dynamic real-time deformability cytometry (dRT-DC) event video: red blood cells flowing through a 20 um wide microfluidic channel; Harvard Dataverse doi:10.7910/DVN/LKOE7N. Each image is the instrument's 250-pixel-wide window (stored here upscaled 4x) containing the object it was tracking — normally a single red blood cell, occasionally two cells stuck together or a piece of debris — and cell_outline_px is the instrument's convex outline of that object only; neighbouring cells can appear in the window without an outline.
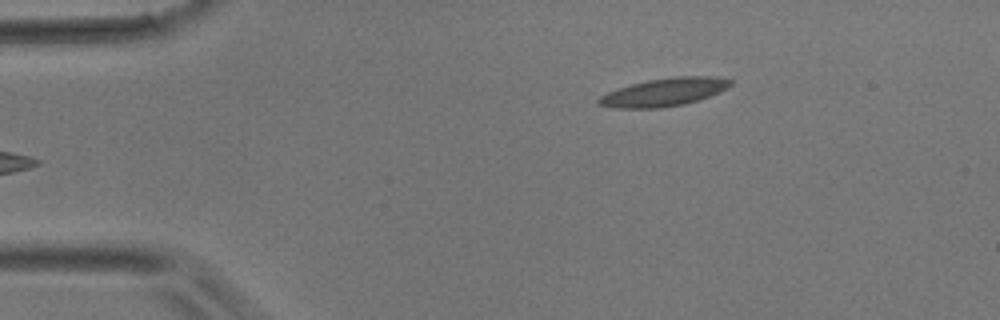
{"species": "common noctule bat (a hibernating species)", "species_latin": "Nyctalus noctula", "temperature_condition": "room temperature", "stored_images_in_passage": 4, "camera_frame_rate_fps": 3000, "um_per_image_px": 0.085, "animal": {"sex": "male", "body_mass_g": 17.9}, "frame": {"image": 1, "passage_image": 4, "time_ms": 1.0, "image_size_px": [1000, 320], "cell_outline_px": [[732, 84], [728, 88], [720, 92], [684, 104], [660, 108], [616, 108], [596, 104], [596, 100], [600, 96], [608, 92], [632, 84], [648, 80], [676, 76], [720, 76], [732, 80]], "centroid_in_image_um": [56.47, 7.83], "position_along_channel_um": 28.5, "area_um2": 21.5}}